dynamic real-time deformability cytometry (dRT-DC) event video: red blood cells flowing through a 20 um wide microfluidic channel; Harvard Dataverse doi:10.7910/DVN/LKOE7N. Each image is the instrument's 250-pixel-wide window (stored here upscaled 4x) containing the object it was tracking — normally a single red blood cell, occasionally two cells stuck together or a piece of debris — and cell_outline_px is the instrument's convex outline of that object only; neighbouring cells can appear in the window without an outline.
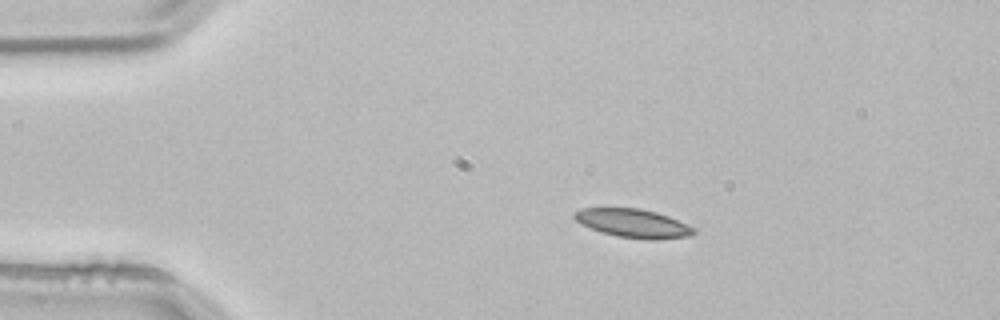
{"species": "common noctule bat (a hibernating species)", "species_latin": "Nyctalus noctula", "temperature_condition": "room temperature", "stored_images_in_passage": 2, "camera_frame_rate_fps": 3000, "um_per_image_px": 0.085, "animal": {"sex": "male", "body_mass_g": 21.5, "forearm_length_mm": 52.0}, "frame": {"image": 1, "passage_image": 1, "time_ms": 0.0, "image_size_px": [1000, 320], "cell_outline_px": [[696, 232], [692, 236], [656, 240], [648, 240], [620, 236], [600, 232], [576, 220], [572, 216], [572, 212], [584, 208], [640, 208], [656, 212], [668, 216], [696, 228]], "centroid_in_image_um": [53.86, 18.98], "position_along_channel_um": 31.1, "area_um2": 19.88}}
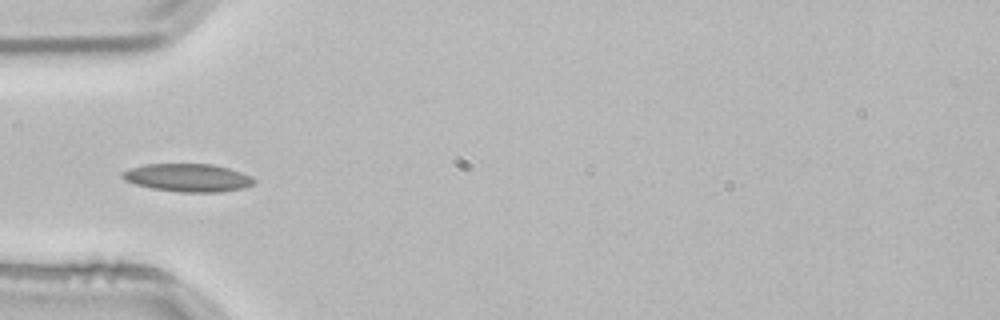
{"frame": {"image": 2, "passage_image": 2, "time_ms": 0.333, "image_size_px": [1000, 320], "cell_outline_px": [[256, 180], [252, 184], [244, 188], [220, 192], [180, 192], [152, 188], [136, 184], [124, 180], [120, 176], [120, 172], [128, 168], [144, 164], [212, 164], [228, 168], [252, 176]], "centroid_in_image_um": [15.93, 15.1], "position_along_channel_um": 69.1, "area_um2": 21.56}}